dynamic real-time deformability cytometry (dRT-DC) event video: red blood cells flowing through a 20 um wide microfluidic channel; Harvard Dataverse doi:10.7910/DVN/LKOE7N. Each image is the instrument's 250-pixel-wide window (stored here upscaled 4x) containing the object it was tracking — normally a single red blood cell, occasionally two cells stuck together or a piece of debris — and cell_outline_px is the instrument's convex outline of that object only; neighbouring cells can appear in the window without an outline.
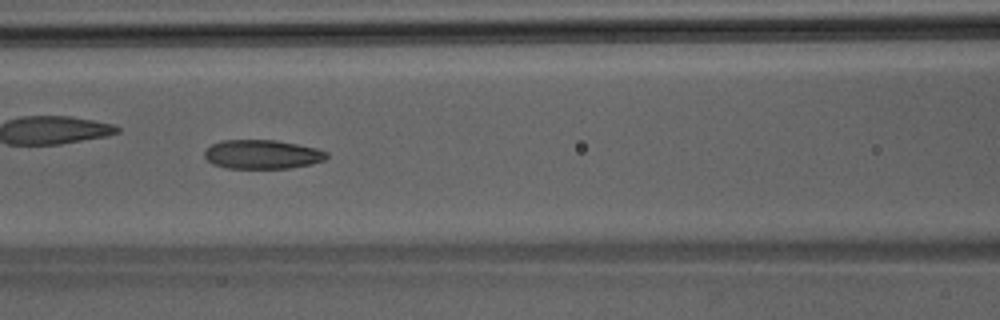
{"species": "Egyptian fruit bat (a non-hibernating species)", "species_latin": "Rousettus aegyptiacus", "temperature_condition": "room temperature", "stored_images_in_passage": 24, "camera_frame_rate_fps": 3000, "um_per_image_px": 0.085, "animal": {"sex": "male"}, "frame": {"image": 1, "passage_image": 11, "time_ms": 3.333, "image_size_px": [1000, 320], "cell_outline_px": [[328, 156], [324, 160], [312, 164], [288, 168], [224, 168], [212, 164], [204, 156], [204, 152], [212, 144], [220, 140], [276, 140], [316, 148], [328, 152]], "centroid_in_image_um": [22.28, 13.12], "position_along_channel_um": 144.3, "area_um2": 20.69}}
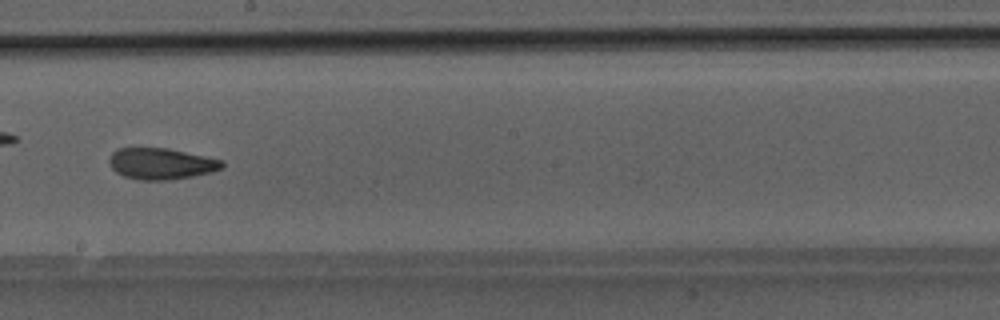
{"frame": {"image": 2, "passage_image": 17, "time_ms": 5.333, "image_size_px": [1000, 320], "cell_outline_px": [[224, 168], [212, 172], [192, 176], [168, 180], [140, 180], [124, 176], [116, 172], [112, 168], [108, 160], [112, 152], [116, 148], [168, 148], [224, 160]], "centroid_in_image_um": [13.71, 13.91], "position_along_channel_um": 234.5, "area_um2": 20.69}}